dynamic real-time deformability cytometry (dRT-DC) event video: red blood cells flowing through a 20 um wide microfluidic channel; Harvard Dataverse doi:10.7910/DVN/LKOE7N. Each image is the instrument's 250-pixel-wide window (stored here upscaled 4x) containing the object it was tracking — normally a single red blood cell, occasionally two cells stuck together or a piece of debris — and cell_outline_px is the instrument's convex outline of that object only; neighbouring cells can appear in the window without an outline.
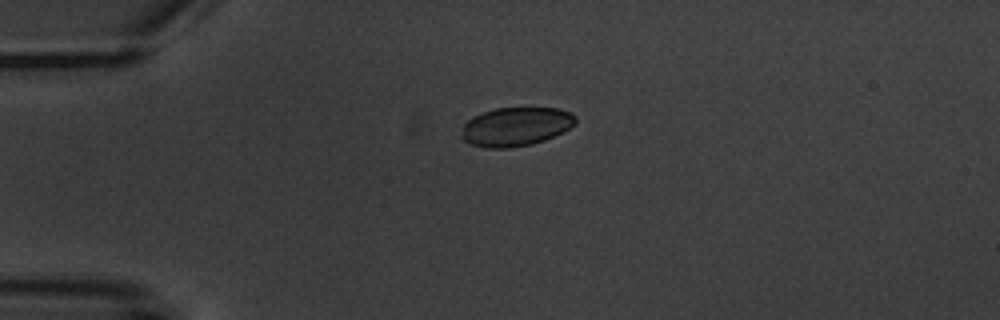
{"species": "common noctule bat (a hibernating species)", "species_latin": "Nyctalus noctula", "temperature_condition": "warm", "stored_images_in_passage": 3, "camera_frame_rate_fps": 3000, "um_per_image_px": 0.085, "animal": {"sex": "male", "body_mass_g": 20.1, "forearm_length_mm": 53.5}, "frame": {"image": 1, "passage_image": 2, "time_ms": 1.333, "image_size_px": [1000, 320], "cell_outline_px": [[576, 120], [568, 128], [544, 140], [532, 144], [508, 148], [484, 148], [468, 144], [460, 136], [464, 124], [472, 116], [496, 108], [556, 108], [568, 112], [576, 116]], "centroid_in_image_um": [43.77, 10.77], "position_along_channel_um": 41.2, "area_um2": 25.61}}